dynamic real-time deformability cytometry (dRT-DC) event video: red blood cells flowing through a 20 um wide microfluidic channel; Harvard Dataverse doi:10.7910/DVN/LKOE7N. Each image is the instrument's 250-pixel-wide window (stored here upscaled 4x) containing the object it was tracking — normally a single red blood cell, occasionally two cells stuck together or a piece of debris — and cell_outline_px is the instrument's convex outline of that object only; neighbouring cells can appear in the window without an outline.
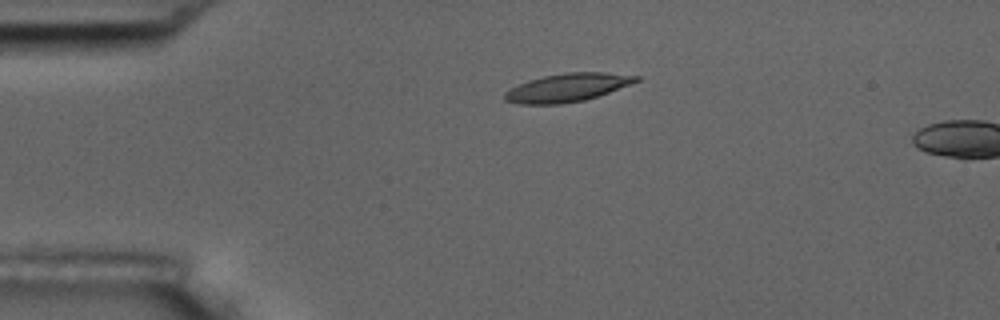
{"species": "common noctule bat (a hibernating species)", "species_latin": "Nyctalus noctula", "temperature_condition": "room temperature", "stored_images_in_passage": 5, "camera_frame_rate_fps": 3000, "um_per_image_px": 0.085, "animal": {"sex": "male", "body_mass_g": 17.5, "forearm_length_mm": 52.3}, "frame": {"image": 1, "passage_image": 1, "time_ms": 0.0, "image_size_px": [1000, 320], "cell_outline_px": [[640, 80], [608, 92], [584, 100], [560, 104], [520, 104], [504, 100], [504, 92], [528, 80], [544, 76], [568, 72], [604, 72], [640, 76]], "centroid_in_image_um": [48.21, 7.44], "position_along_channel_um": 36.8, "area_um2": 21.33}}